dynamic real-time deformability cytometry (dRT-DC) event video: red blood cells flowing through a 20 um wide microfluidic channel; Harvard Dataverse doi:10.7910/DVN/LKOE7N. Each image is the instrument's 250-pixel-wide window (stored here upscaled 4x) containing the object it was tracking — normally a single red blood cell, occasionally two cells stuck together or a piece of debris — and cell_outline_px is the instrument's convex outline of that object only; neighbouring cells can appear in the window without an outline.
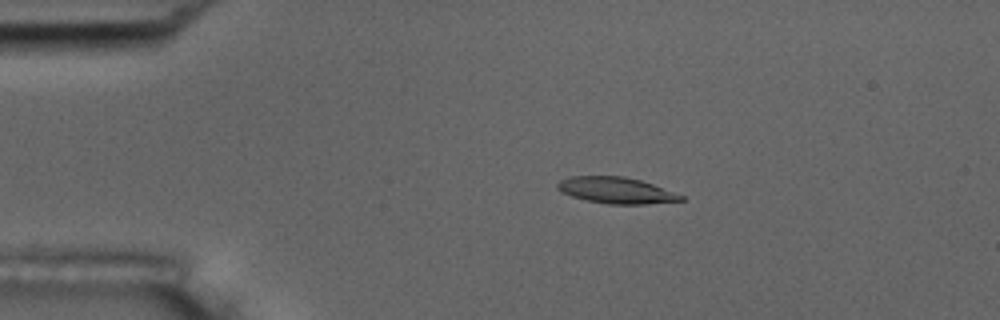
{"species": "common noctule bat (a hibernating species)", "species_latin": "Nyctalus noctula", "temperature_condition": "room temperature", "stored_images_in_passage": 54, "camera_frame_rate_fps": 3000, "um_per_image_px": 0.085, "animal": {"sex": "male", "body_mass_g": 17.5, "forearm_length_mm": 52.3}, "frame": {"image": 1, "passage_image": 11, "time_ms": 3.333, "image_size_px": [1000, 320], "cell_outline_px": [[684, 200], [648, 204], [608, 204], [588, 200], [572, 196], [556, 188], [556, 184], [560, 180], [568, 176], [624, 176], [640, 180], [652, 184], [684, 196]], "centroid_in_image_um": [52.36, 16.17], "position_along_channel_um": 32.6, "area_um2": 18.73}}
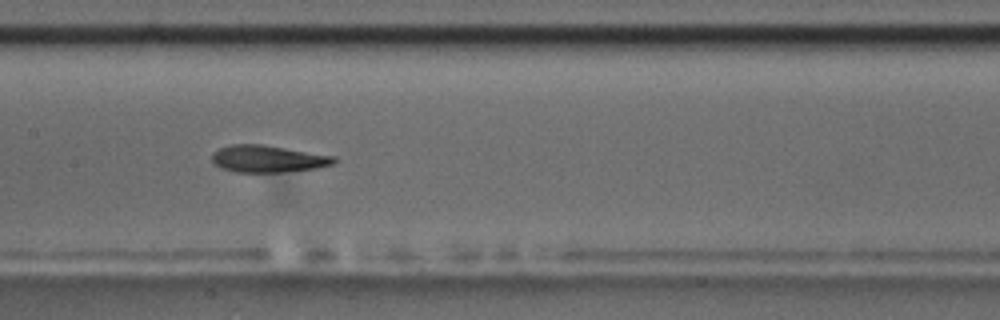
{"frame": {"image": 2, "passage_image": 27, "time_ms": 8.667, "image_size_px": [1000, 320], "cell_outline_px": [[336, 160], [332, 164], [316, 168], [280, 172], [236, 172], [220, 168], [212, 160], [212, 152], [220, 148], [232, 144], [264, 144], [336, 156]], "centroid_in_image_um": [22.76, 13.49], "position_along_channel_um": 184.6, "area_um2": 19.25}}
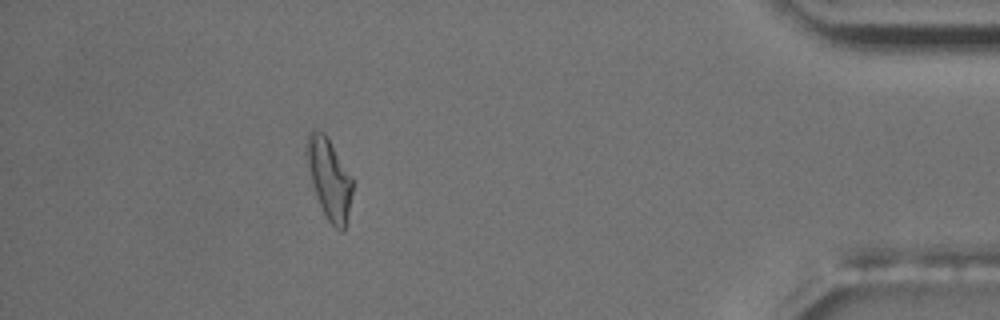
{"frame": {"image": 3, "passage_image": 49, "time_ms": 16.0, "image_size_px": [1000, 320], "cell_outline_px": [[352, 192], [348, 224], [344, 232], [340, 232], [328, 220], [320, 204], [308, 168], [304, 152], [304, 148], [308, 132], [312, 128], [316, 128], [324, 132], [352, 176]], "centroid_in_image_um": [27.98, 15.16], "position_along_channel_um": 407.2, "area_um2": 21.73}, "authors_computed_cell_mechanics": {"area_um2": 19.2474, "velocity_mm_per_s": 3.7239, "shape_relaxation_time_tau1_ms": 7.6921, "shape_relaxation_time_tau2_ms": 4.3898, "deformation_change_tau1": 0.2132, "deformation_change_tau2": 0.1332}}